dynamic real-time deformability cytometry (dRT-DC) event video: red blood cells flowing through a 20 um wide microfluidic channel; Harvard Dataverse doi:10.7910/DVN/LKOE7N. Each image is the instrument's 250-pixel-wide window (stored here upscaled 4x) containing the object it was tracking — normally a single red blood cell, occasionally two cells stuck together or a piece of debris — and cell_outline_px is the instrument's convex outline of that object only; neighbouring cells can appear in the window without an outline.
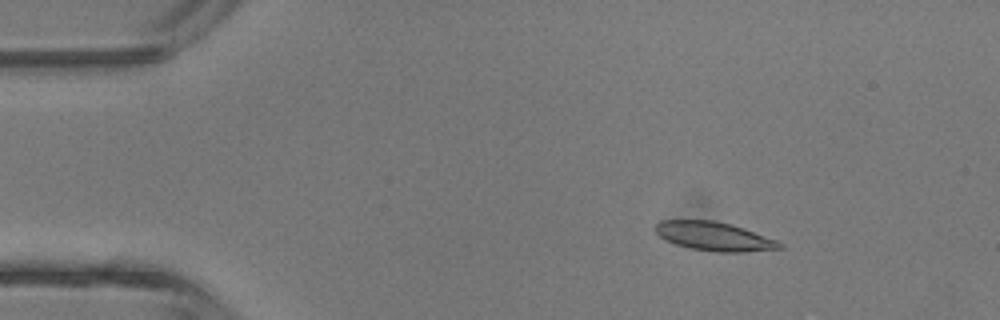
{"species": "common noctule bat (a hibernating species)", "species_latin": "Nyctalus noctula", "temperature_condition": "room temperature", "stored_images_in_passage": 4, "camera_frame_rate_fps": 3000, "um_per_image_px": 0.085, "animal": {"sex": "male", "body_mass_g": 13.3}, "frame": {"image": 1, "passage_image": 2, "time_ms": 1.333, "image_size_px": [1000, 320], "cell_outline_px": [[784, 248], [740, 252], [716, 252], [692, 248], [676, 244], [664, 240], [652, 228], [660, 220], [712, 220], [732, 224], [744, 228], [776, 240], [784, 244]], "centroid_in_image_um": [60.68, 20.08], "position_along_channel_um": 24.3, "area_um2": 20.87}}